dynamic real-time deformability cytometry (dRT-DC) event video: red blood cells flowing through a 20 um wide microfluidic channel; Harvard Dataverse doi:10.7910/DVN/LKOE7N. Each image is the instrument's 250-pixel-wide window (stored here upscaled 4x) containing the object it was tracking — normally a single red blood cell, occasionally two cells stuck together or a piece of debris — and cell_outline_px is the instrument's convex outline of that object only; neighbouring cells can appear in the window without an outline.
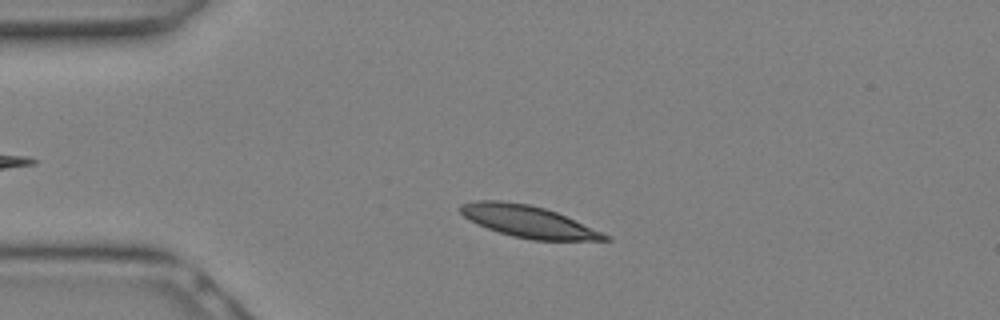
{"species": "Egyptian fruit bat (a non-hibernating species)", "species_latin": "Rousettus aegyptiacus", "temperature_condition": "warm", "stored_images_in_passage": 18, "camera_frame_rate_fps": 3000, "um_per_image_px": 0.085, "animal": {"sex": "female"}, "frame": {"image": 1, "passage_image": 4, "time_ms": 1.0, "image_size_px": [1000, 320], "cell_outline_px": [[612, 240], [532, 240], [512, 236], [476, 224], [464, 216], [460, 212], [460, 204], [476, 200], [500, 200], [528, 204], [544, 208], [556, 212], [612, 236]], "centroid_in_image_um": [44.9, 18.83], "position_along_channel_um": 40.1, "area_um2": 26.65}}
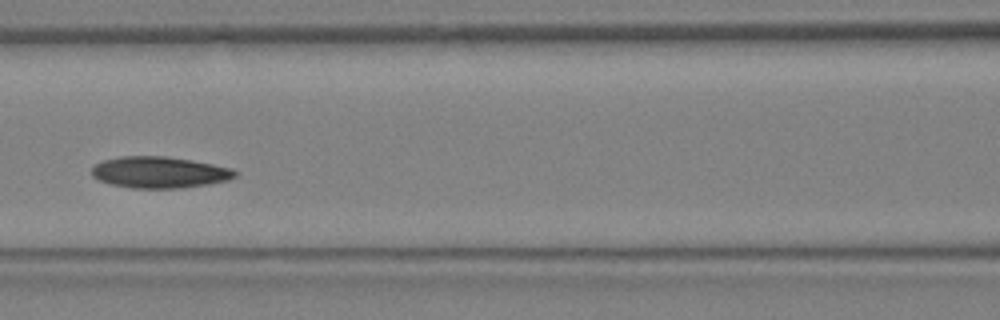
{"frame": {"image": 2, "passage_image": 10, "time_ms": 3.0, "image_size_px": [1000, 320], "cell_outline_px": [[240, 172], [236, 176], [228, 180], [208, 184], [180, 188], [128, 188], [112, 184], [100, 180], [92, 176], [92, 168], [96, 164], [104, 160], [120, 156], [168, 156], [192, 160], [232, 168]], "centroid_in_image_um": [13.58, 14.64], "position_along_channel_um": 153.0, "area_um2": 26.3}}
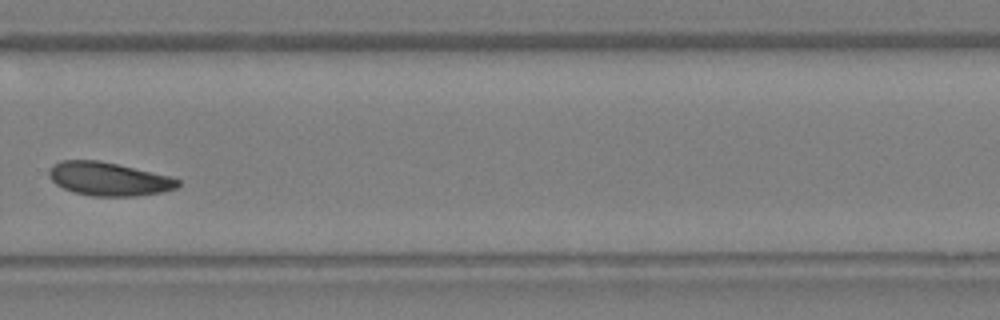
{"frame": {"image": 3, "passage_image": 17, "time_ms": 5.333, "image_size_px": [1000, 320], "cell_outline_px": [[180, 184], [176, 188], [164, 192], [136, 196], [92, 196], [72, 192], [56, 184], [48, 176], [48, 168], [52, 164], [60, 160], [96, 160], [116, 164], [168, 176], [180, 180]], "centroid_in_image_um": [9.19, 15.22], "position_along_channel_um": 320.6, "area_um2": 25.09}}